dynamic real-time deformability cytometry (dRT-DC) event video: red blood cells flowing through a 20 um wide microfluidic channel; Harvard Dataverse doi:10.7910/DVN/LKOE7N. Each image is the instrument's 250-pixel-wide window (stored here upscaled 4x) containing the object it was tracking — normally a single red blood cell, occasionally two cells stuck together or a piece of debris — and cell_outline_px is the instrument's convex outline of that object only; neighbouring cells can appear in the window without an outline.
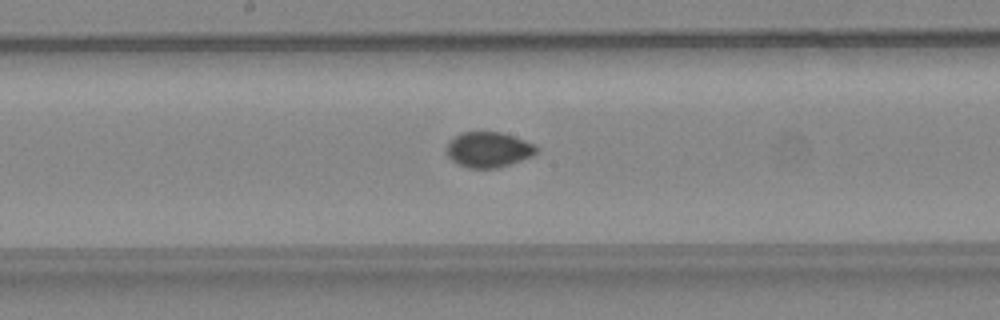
{"species": "common noctule bat (a hibernating species)", "species_latin": "Nyctalus noctula", "temperature_condition": "warm", "stored_images_in_passage": 29, "camera_frame_rate_fps": 3000, "um_per_image_px": 0.085, "animal": {"sex": "female", "body_mass_g": 24.6, "forearm_length_mm": 56.2}, "frame": {"image": 1, "passage_image": 10, "time_ms": 3.0, "image_size_px": [1000, 320], "cell_outline_px": [[540, 148], [532, 156], [496, 168], [468, 168], [456, 164], [448, 156], [448, 144], [456, 136], [464, 132], [500, 132], [536, 144]], "centroid_in_image_um": [41.55, 12.72], "position_along_channel_um": 206.7, "area_um2": 18.26}}
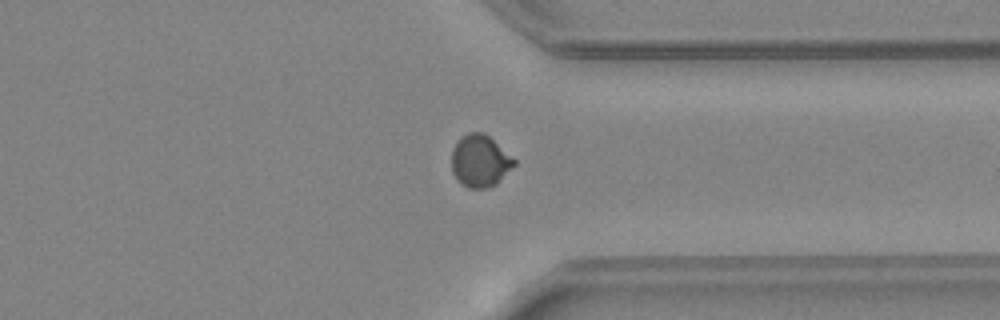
{"frame": {"image": 2, "passage_image": 21, "time_ms": 6.667, "image_size_px": [1000, 320], "cell_outline_px": [[516, 164], [496, 184], [488, 188], [468, 188], [460, 184], [456, 180], [452, 172], [452, 148], [456, 140], [460, 136], [468, 132], [484, 132], [516, 160]], "centroid_in_image_um": [40.77, 13.68], "position_along_channel_um": 370.6, "area_um2": 19.25}}
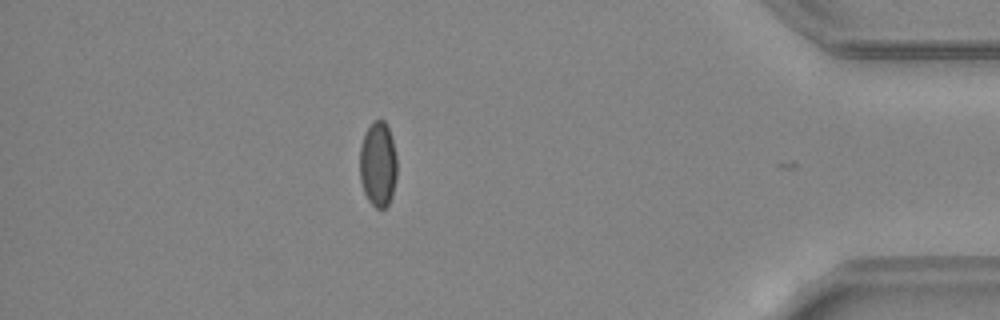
{"frame": {"image": 3, "passage_image": 26, "time_ms": 8.333, "image_size_px": [1000, 320], "cell_outline_px": [[396, 180], [392, 196], [388, 204], [384, 208], [376, 208], [368, 200], [364, 192], [360, 180], [360, 144], [364, 132], [372, 120], [384, 120], [388, 128], [392, 140], [396, 156]], "centroid_in_image_um": [32.12, 13.94], "position_along_channel_um": 403.1, "area_um2": 18.61}}